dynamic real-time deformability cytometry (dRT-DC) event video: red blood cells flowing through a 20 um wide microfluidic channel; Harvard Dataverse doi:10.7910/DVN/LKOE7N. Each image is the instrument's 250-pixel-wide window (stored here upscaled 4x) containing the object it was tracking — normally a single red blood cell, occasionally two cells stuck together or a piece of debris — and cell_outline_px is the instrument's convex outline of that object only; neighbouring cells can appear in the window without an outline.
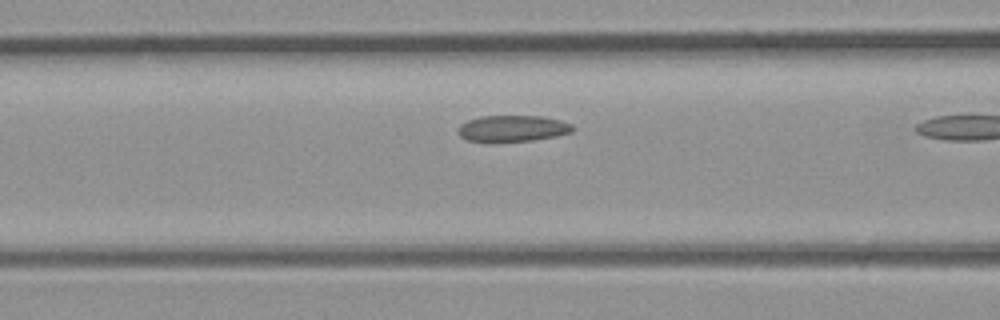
{"species": "common noctule bat (a hibernating species)", "species_latin": "Nyctalus noctula", "temperature_condition": "room temperature", "stored_images_in_passage": 7, "camera_frame_rate_fps": 3000, "um_per_image_px": 0.085, "animal": {"sex": "male", "body_mass_g": 23.1, "forearm_length_mm": 52.7}, "frame": {"image": 1, "passage_image": 6, "time_ms": 1.667, "image_size_px": [1000, 320], "cell_outline_px": [[576, 128], [572, 132], [556, 136], [532, 140], [488, 144], [468, 140], [460, 136], [460, 124], [468, 120], [480, 116], [544, 116], [560, 120], [572, 124]], "centroid_in_image_um": [43.58, 10.94], "position_along_channel_um": 123.0, "area_um2": 18.03}}